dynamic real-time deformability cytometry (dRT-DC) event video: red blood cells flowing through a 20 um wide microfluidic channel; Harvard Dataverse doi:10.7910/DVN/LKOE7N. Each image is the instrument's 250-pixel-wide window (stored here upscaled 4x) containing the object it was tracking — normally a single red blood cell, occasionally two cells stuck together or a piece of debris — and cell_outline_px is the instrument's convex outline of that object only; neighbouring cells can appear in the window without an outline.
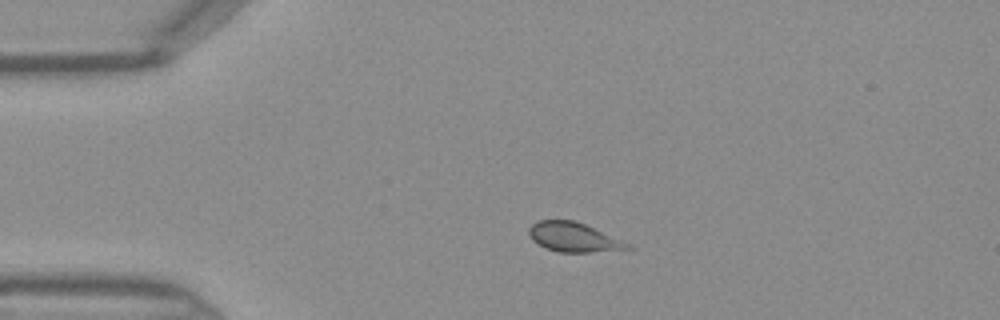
{"species": "Egyptian fruit bat (a non-hibernating species)", "species_latin": "Rousettus aegyptiacus", "temperature_condition": "warm", "stored_images_in_passage": 37, "camera_frame_rate_fps": 3000, "um_per_image_px": 0.085, "frame": {"image": 1, "passage_image": 1, "time_ms": 0.0, "image_size_px": [1000, 320], "cell_outline_px": [[636, 248], [588, 252], [556, 252], [544, 248], [532, 240], [528, 232], [528, 228], [532, 224], [540, 220], [576, 220], [620, 240]], "centroid_in_image_um": [48.69, 20.16], "position_along_channel_um": 36.3, "area_um2": 16.7}}
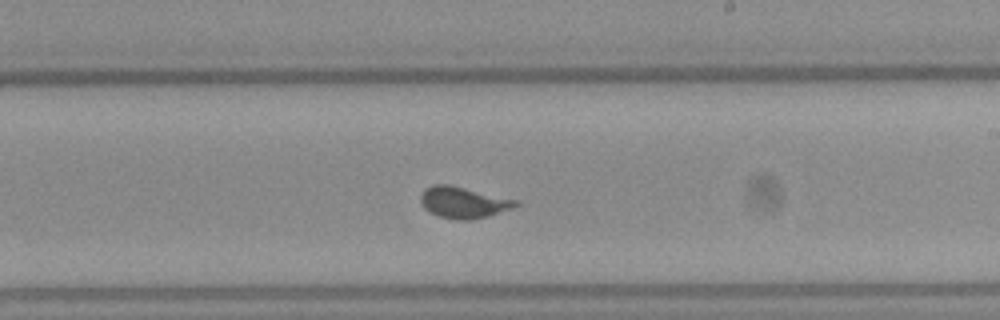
{"frame": {"image": 2, "passage_image": 18, "time_ms": 5.667, "image_size_px": [1000, 320], "cell_outline_px": [[520, 204], [512, 208], [488, 216], [468, 220], [456, 220], [440, 216], [424, 208], [420, 200], [420, 192], [424, 188], [432, 184], [448, 184], [520, 200]], "centroid_in_image_um": [39.39, 17.19], "position_along_channel_um": 249.6, "area_um2": 17.46}}
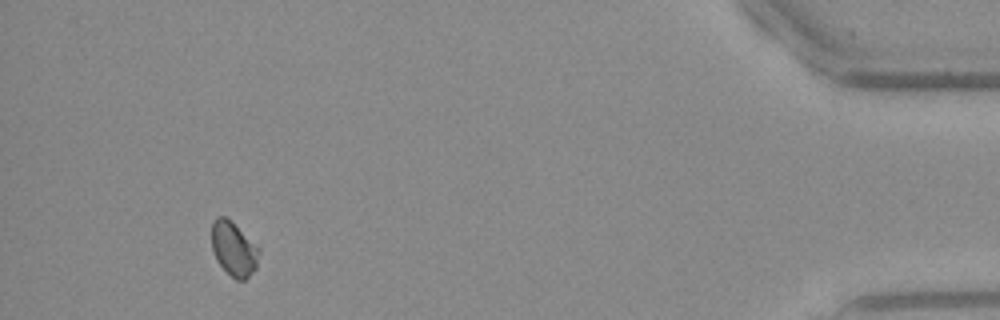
{"frame": {"image": 3, "passage_image": 34, "time_ms": 11.0, "image_size_px": [1000, 320], "cell_outline_px": [[260, 252], [256, 268], [244, 280], [236, 280], [216, 260], [212, 248], [212, 220], [216, 216], [224, 216], [260, 248]], "centroid_in_image_um": [19.86, 21.15], "position_along_channel_um": 415.3, "area_um2": 14.68}}